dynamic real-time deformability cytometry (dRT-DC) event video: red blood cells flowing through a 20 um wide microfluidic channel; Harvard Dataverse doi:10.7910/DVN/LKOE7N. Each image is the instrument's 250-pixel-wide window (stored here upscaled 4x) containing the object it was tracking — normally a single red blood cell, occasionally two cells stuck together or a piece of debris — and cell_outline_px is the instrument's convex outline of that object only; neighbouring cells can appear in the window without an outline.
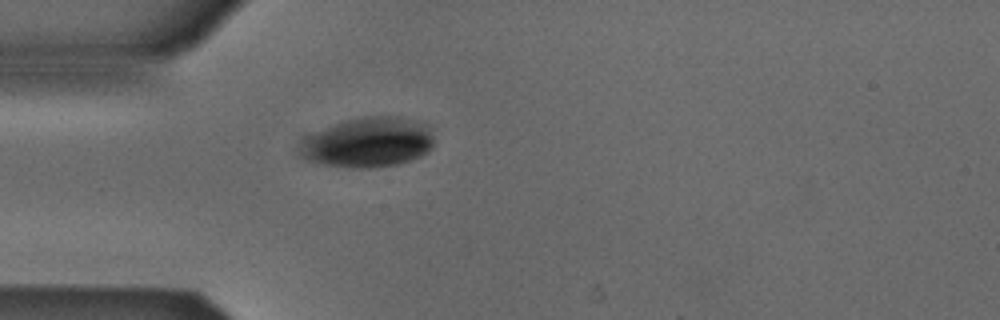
{"species": "Egyptian fruit bat (a non-hibernating species)", "species_latin": "Rousettus aegyptiacus", "temperature_condition": "cold", "stored_images_in_passage": 2, "camera_frame_rate_fps": 3000, "um_per_image_px": 0.085, "animal": {"sex": "male"}, "frame": {"image": 1, "passage_image": 2, "time_ms": 0.333, "image_size_px": [1000, 320], "cell_outline_px": [[432, 144], [428, 152], [420, 156], [396, 164], [368, 168], [360, 168], [324, 164], [312, 160], [304, 156], [304, 140], [308, 136], [324, 128], [344, 120], [360, 116], [400, 116], [416, 120], [428, 124], [432, 136]], "centroid_in_image_um": [31.39, 12.06], "position_along_channel_um": 53.6, "area_um2": 38.26}}